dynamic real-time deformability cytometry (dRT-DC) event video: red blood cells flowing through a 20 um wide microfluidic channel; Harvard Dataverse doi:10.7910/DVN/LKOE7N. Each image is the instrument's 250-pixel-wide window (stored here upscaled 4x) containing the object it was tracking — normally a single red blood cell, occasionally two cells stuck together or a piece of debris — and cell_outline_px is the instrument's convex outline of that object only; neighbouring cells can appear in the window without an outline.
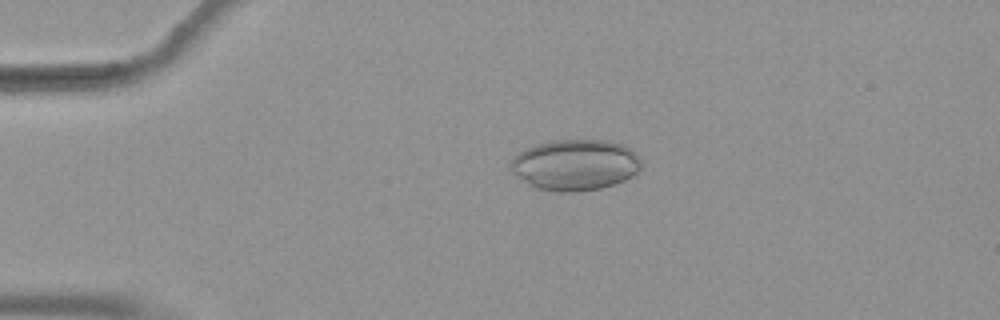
{"species": "common noctule bat (a hibernating species)", "species_latin": "Nyctalus noctula", "temperature_condition": "warm", "stored_images_in_passage": 46, "camera_frame_rate_fps": 3000, "um_per_image_px": 0.085, "animal": {"sex": "female", "body_mass_g": 19.9}, "frame": {"image": 1, "passage_image": 4, "time_ms": 1.0, "image_size_px": [1000, 320], "cell_outline_px": [[640, 168], [632, 176], [624, 180], [600, 188], [576, 192], [556, 192], [536, 188], [528, 184], [516, 176], [512, 172], [512, 156], [524, 148], [548, 140], [608, 140], [624, 144], [636, 152], [640, 160]], "centroid_in_image_um": [48.87, 14.0], "position_along_channel_um": 36.1, "area_um2": 39.07}}
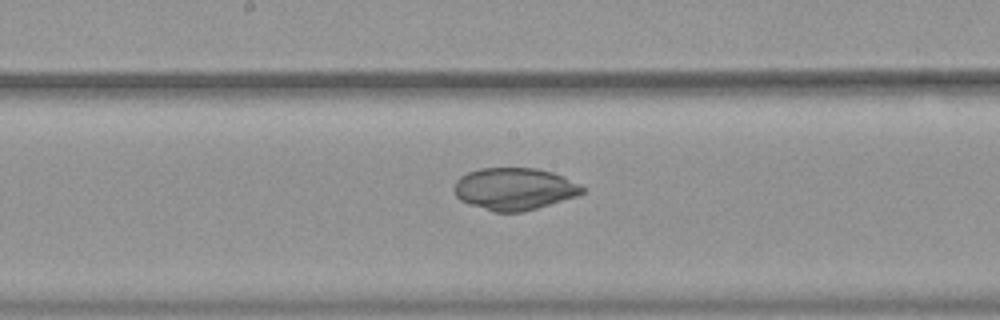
{"frame": {"image": 2, "passage_image": 21, "time_ms": 6.667, "image_size_px": [1000, 320], "cell_outline_px": [[588, 188], [584, 192], [576, 196], [524, 212], [492, 212], [468, 204], [460, 200], [456, 196], [452, 188], [456, 180], [460, 176], [468, 172], [480, 168], [536, 168], [552, 172], [564, 176]], "centroid_in_image_um": [43.71, 16.06], "position_along_channel_um": 204.5, "area_um2": 31.85}}
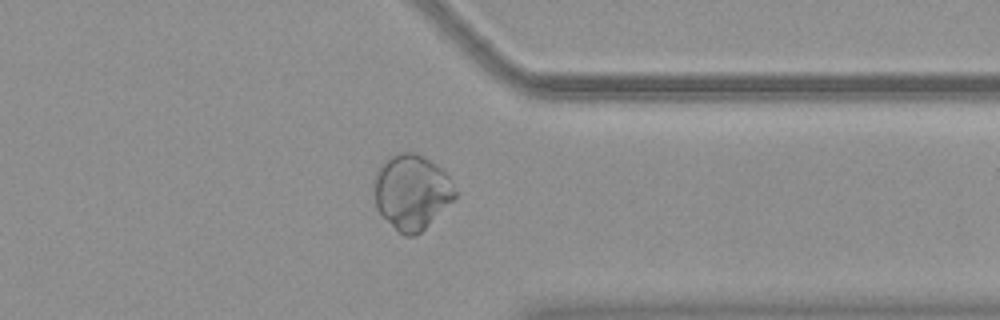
{"frame": {"image": 3, "passage_image": 35, "time_ms": 11.333, "image_size_px": [1000, 320], "cell_outline_px": [[456, 196], [416, 236], [404, 236], [376, 208], [376, 168], [388, 156], [400, 152], [416, 152], [440, 168], [448, 176], [456, 192]], "centroid_in_image_um": [34.98, 16.28], "position_along_channel_um": 376.4, "area_um2": 34.51}}